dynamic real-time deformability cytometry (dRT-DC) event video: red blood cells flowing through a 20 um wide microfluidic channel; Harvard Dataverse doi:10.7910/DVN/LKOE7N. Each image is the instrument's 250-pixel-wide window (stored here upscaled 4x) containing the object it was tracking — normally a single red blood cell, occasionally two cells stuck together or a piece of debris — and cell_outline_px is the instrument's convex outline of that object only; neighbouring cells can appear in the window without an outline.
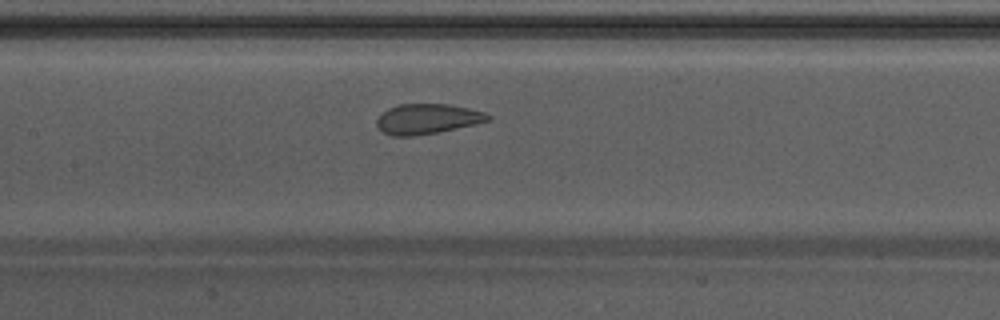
{"species": "Egyptian fruit bat (a non-hibernating species)", "species_latin": "Rousettus aegyptiacus", "temperature_condition": "warm", "stored_images_in_passage": 37, "camera_frame_rate_fps": 3000, "um_per_image_px": 0.085, "animal": {"sex": "male"}, "frame": {"image": 1, "passage_image": 11, "time_ms": 3.333, "image_size_px": [1000, 320], "cell_outline_px": [[492, 116], [488, 120], [476, 124], [436, 132], [412, 136], [392, 136], [384, 132], [376, 124], [376, 120], [388, 108], [396, 104], [448, 104], [468, 108], [484, 112]], "centroid_in_image_um": [36.31, 10.1], "position_along_channel_um": 171.1, "area_um2": 19.31}, "authors_computed_cell_mechanics": {"area_um2": 21.3282, "velocity_mm_per_s": 3.8587, "shape_relaxation_time_tau1_ms": null, "shape_relaxation_time_tau2_ms": 1.1583, "deformation_change_tau1": null, "deformation_change_tau2": 0.0846}}